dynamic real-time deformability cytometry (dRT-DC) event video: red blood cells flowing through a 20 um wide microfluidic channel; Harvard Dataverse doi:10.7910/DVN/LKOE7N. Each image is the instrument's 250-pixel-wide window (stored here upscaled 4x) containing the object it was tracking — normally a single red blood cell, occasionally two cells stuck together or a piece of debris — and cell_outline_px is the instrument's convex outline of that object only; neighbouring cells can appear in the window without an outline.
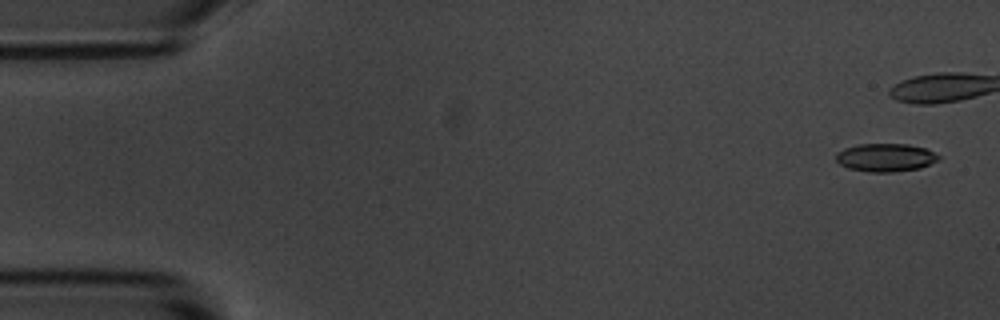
{"species": "common noctule bat (a hibernating species)", "species_latin": "Nyctalus noctula", "temperature_condition": "room temperature", "stored_images_in_passage": 6, "camera_frame_rate_fps": 3000, "um_per_image_px": 0.085, "animal": {"sex": "male", "body_mass_g": 20.1, "forearm_length_mm": 53.5}, "frame": {"image": 1, "passage_image": 1, "time_ms": 0.0, "image_size_px": [1000, 320], "cell_outline_px": [[940, 160], [920, 168], [892, 172], [868, 172], [848, 168], [840, 164], [836, 160], [836, 152], [844, 148], [860, 144], [908, 144], [924, 148], [940, 156]], "centroid_in_image_um": [75.26, 13.39], "position_along_channel_um": 9.7, "area_um2": 16.82}}